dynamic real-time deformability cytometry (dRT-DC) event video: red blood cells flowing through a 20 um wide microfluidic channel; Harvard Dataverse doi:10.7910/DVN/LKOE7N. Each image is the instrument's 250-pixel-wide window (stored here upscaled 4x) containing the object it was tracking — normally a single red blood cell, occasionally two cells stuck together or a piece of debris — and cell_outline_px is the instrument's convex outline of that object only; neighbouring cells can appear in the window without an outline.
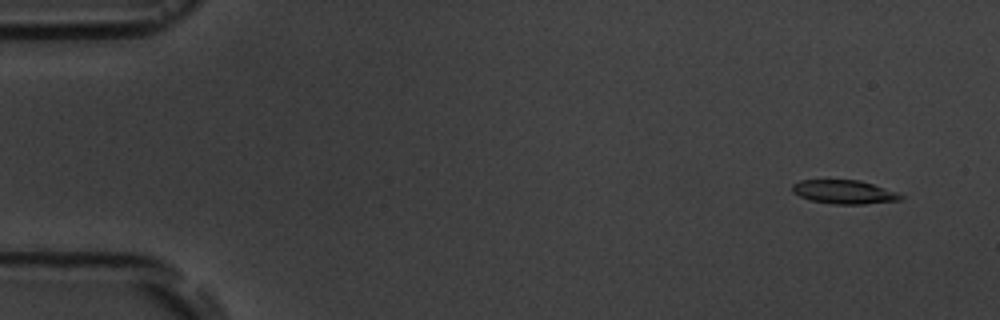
{"species": "common noctule bat (a hibernating species)", "species_latin": "Nyctalus noctula", "temperature_condition": "room temperature", "stored_images_in_passage": 4, "camera_frame_rate_fps": 3000, "um_per_image_px": 0.085, "animal": {"sex": "male", "body_mass_g": 19.5, "forearm_length_mm": 54.6}, "frame": {"image": 1, "passage_image": 1, "time_ms": 0.0, "image_size_px": [1000, 320], "cell_outline_px": [[904, 196], [900, 200], [864, 204], [836, 204], [812, 200], [800, 196], [792, 192], [792, 184], [800, 180], [860, 180], [896, 192]], "centroid_in_image_um": [71.73, 16.31], "position_along_channel_um": 13.3, "area_um2": 14.8}}
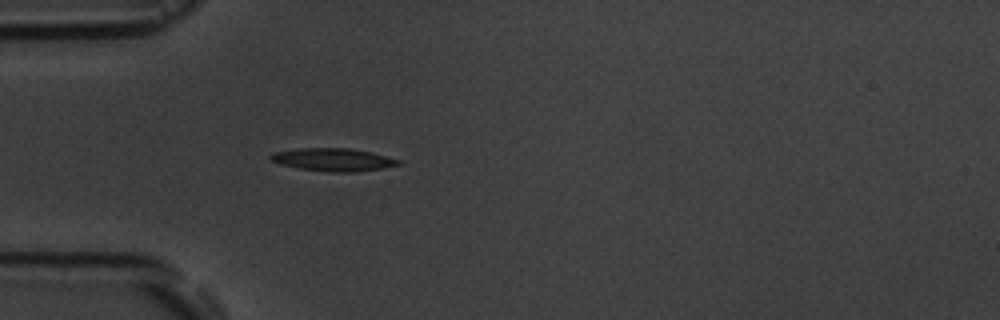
{"frame": {"image": 2, "passage_image": 4, "time_ms": 4.333, "image_size_px": [1000, 320], "cell_outline_px": [[404, 164], [384, 168], [352, 172], [332, 172], [300, 168], [280, 164], [272, 160], [268, 156], [276, 152], [296, 148], [348, 148], [372, 152], [400, 160]], "centroid_in_image_um": [28.37, 13.56], "position_along_channel_um": 56.6, "area_um2": 16.94}}